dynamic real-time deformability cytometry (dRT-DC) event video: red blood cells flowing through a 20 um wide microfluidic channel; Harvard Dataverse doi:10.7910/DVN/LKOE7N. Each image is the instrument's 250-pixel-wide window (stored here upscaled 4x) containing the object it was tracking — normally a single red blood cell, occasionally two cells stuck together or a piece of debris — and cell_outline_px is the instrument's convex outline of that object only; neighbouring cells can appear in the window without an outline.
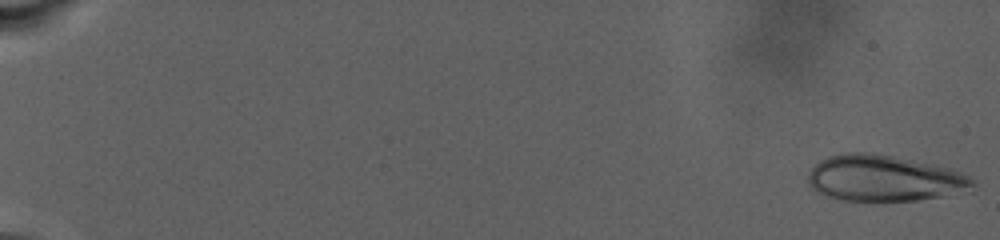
{"species": "human", "species_latin": "Homo sapiens", "temperature_condition": "warm", "stored_images_in_passage": 93, "camera_frame_rate_fps": 3000, "um_per_image_px": 0.085, "donor": {"sex": "male"}, "frame": {"image": 1, "passage_image": 1, "time_ms": 0.0, "image_size_px": [1000, 240], "cell_outline_px": [[976, 184], [940, 196], [916, 200], [884, 204], [844, 200], [824, 196], [816, 192], [808, 184], [808, 172], [820, 160], [828, 156], [840, 152], [872, 152], [892, 156], [948, 168], [972, 176], [976, 180]], "centroid_in_image_um": [75.04, 15.17], "position_along_channel_um": 10.0, "area_um2": 44.74}}
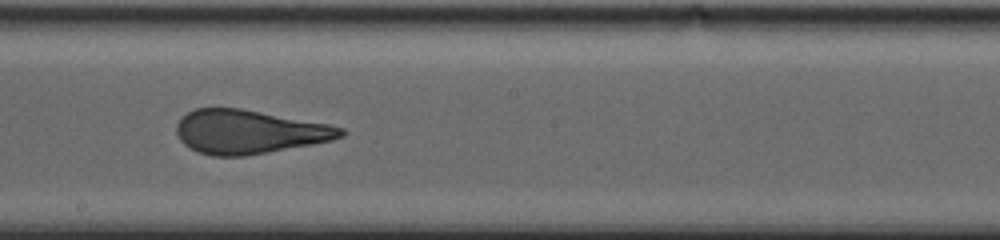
{"frame": {"image": 2, "passage_image": 57, "time_ms": 18.667, "image_size_px": [1000, 240], "cell_outline_px": [[348, 132], [344, 136], [332, 140], [312, 144], [268, 152], [244, 156], [212, 156], [196, 152], [184, 144], [180, 140], [176, 132], [176, 124], [188, 112], [196, 108], [240, 108], [328, 124], [344, 128]], "centroid_in_image_um": [21.16, 11.21], "position_along_channel_um": 227.0, "area_um2": 41.85}}
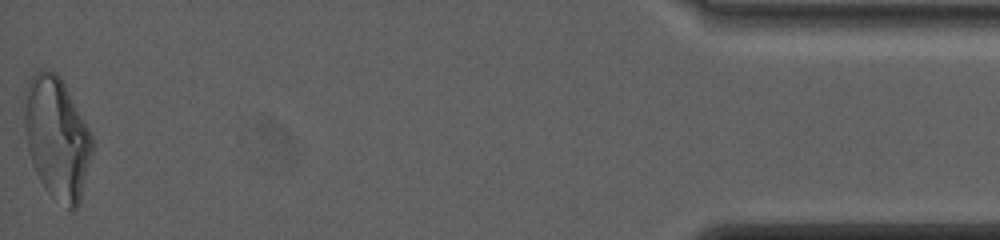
{"frame": {"image": 3, "passage_image": 93, "time_ms": 30.667, "image_size_px": [1000, 240], "cell_outline_px": [[92, 152], [80, 204], [72, 212], [52, 196], [44, 188], [32, 164], [28, 152], [24, 128], [24, 88], [28, 80], [40, 68], [44, 68], [56, 72], [60, 76], [84, 120], [92, 136]], "centroid_in_image_um": [4.81, 11.71], "position_along_channel_um": 430.4, "area_um2": 48.49}, "authors_computed_cell_mechanics": {"area_um2": 43.35, "velocity_mm_per_s": 2.3331, "shape_relaxation_time_tau1_ms": null, "shape_relaxation_time_tau2_ms": 1.2759, "deformation_change_tau1": null, "deformation_change_tau2": 0.0865}}